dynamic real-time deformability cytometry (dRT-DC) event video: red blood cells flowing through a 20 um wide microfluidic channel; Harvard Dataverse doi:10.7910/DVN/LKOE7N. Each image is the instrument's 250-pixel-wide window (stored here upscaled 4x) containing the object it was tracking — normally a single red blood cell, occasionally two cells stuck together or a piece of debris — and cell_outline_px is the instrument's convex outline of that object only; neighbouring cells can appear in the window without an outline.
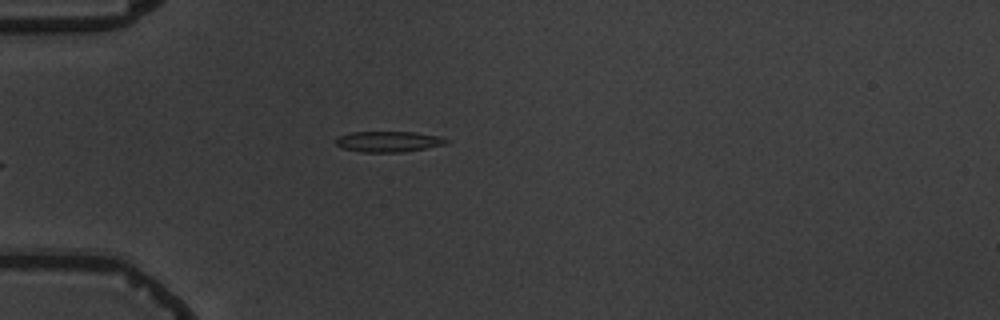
{"species": "common noctule bat (a hibernating species)", "species_latin": "Nyctalus noctula", "temperature_condition": "warm", "stored_images_in_passage": 6, "camera_frame_rate_fps": 3000, "um_per_image_px": 0.085, "animal": {"sex": "male", "body_mass_g": 19.5, "forearm_length_mm": 54.6}, "frame": {"image": 1, "passage_image": 6, "time_ms": 6.667, "image_size_px": [1000, 320], "cell_outline_px": [[452, 140], [448, 144], [428, 148], [404, 152], [360, 152], [340, 148], [336, 144], [336, 140], [340, 136], [352, 132], [416, 132], [440, 136]], "centroid_in_image_um": [33.1, 12.04], "position_along_channel_um": 51.9, "area_um2": 13.58}}